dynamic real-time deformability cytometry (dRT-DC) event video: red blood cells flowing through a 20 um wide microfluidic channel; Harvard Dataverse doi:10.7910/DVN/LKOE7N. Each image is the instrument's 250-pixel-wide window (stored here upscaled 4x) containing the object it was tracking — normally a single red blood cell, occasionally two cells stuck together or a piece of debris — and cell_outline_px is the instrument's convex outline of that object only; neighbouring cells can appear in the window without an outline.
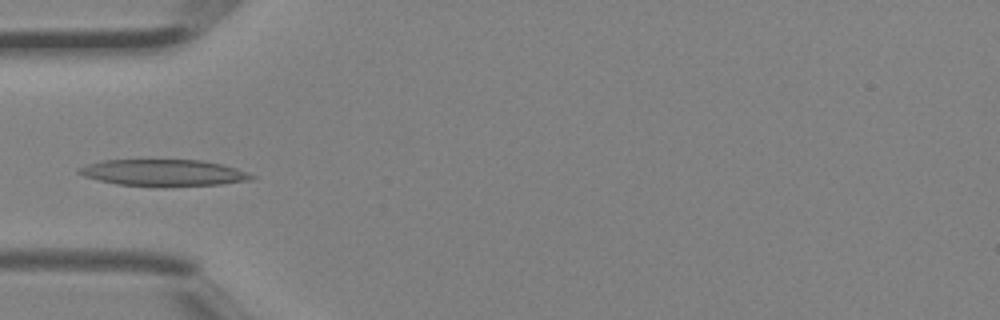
{"species": "Egyptian fruit bat (a non-hibernating species)", "species_latin": "Rousettus aegyptiacus", "temperature_condition": "room temperature", "stored_images_in_passage": 39, "camera_frame_rate_fps": 3000, "um_per_image_px": 0.085, "animal": {"sex": "female"}, "frame": {"image": 1, "passage_image": 12, "time_ms": 3.667, "image_size_px": [1000, 320], "cell_outline_px": [[256, 176], [252, 180], [220, 184], [116, 184], [84, 176], [76, 172], [80, 168], [88, 164], [104, 160], [200, 160], [220, 164], [236, 168]], "centroid_in_image_um": [13.91, 14.65], "position_along_channel_um": 71.1, "area_um2": 25.49}}
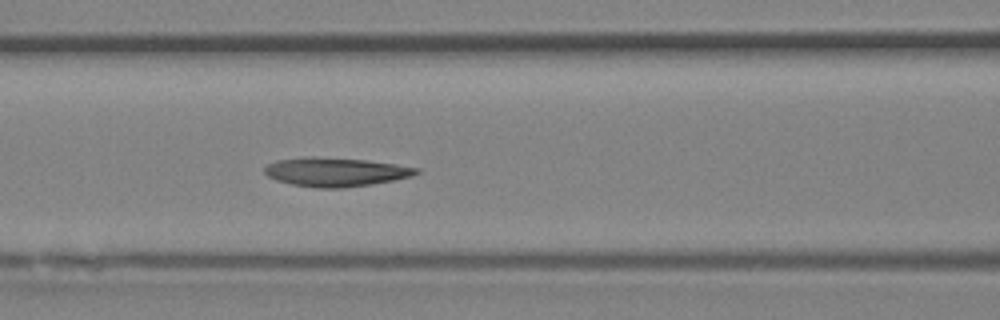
{"frame": {"image": 2, "passage_image": 16, "time_ms": 5.0, "image_size_px": [1000, 320], "cell_outline_px": [[420, 172], [412, 176], [392, 180], [368, 184], [340, 188], [320, 188], [292, 184], [276, 180], [268, 176], [264, 172], [264, 168], [268, 164], [276, 160], [304, 156], [316, 156], [364, 160], [396, 164], [420, 168]], "centroid_in_image_um": [28.49, 14.6], "position_along_channel_um": 138.1, "area_um2": 25.43}}
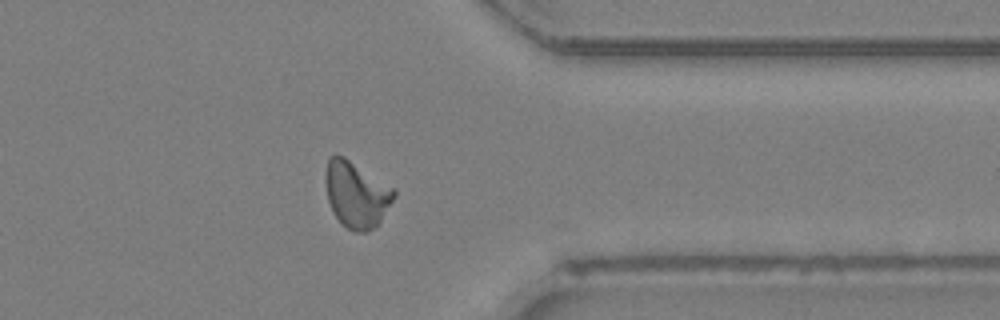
{"frame": {"image": 3, "passage_image": 31, "time_ms": 10.0, "image_size_px": [1000, 320], "cell_outline_px": [[396, 196], [380, 220], [368, 232], [356, 232], [348, 228], [332, 212], [328, 200], [324, 180], [324, 176], [328, 156], [344, 156], [396, 188]], "centroid_in_image_um": [30.29, 16.49], "position_along_channel_um": 381.1, "area_um2": 26.47}}